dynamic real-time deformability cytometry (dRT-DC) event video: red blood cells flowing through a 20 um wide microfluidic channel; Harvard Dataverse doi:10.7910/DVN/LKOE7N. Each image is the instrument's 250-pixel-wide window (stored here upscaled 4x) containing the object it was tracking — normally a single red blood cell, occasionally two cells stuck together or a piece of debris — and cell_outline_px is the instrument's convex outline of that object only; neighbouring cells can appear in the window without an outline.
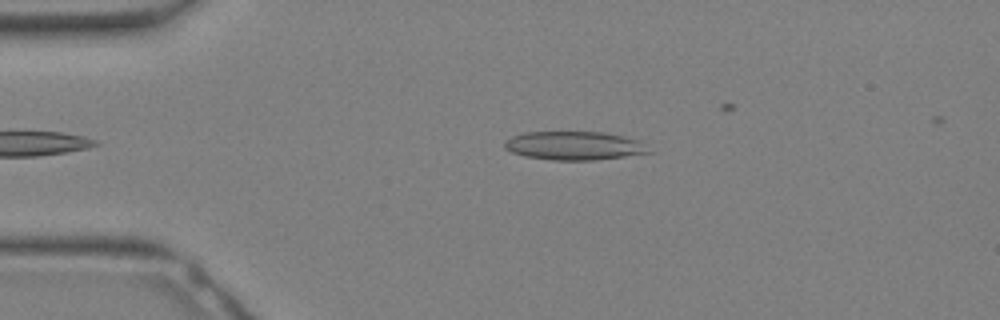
{"species": "Egyptian fruit bat (a non-hibernating species)", "species_latin": "Rousettus aegyptiacus", "temperature_condition": "warm", "stored_images_in_passage": 10, "camera_frame_rate_fps": 3000, "um_per_image_px": 0.085, "animal": {"sex": "female"}, "frame": {"image": 1, "passage_image": 3, "time_ms": 0.667, "image_size_px": [1000, 320], "cell_outline_px": [[656, 152], [596, 160], [552, 160], [524, 156], [512, 152], [504, 148], [504, 140], [512, 136], [524, 132], [604, 132], [624, 136], [640, 140]], "centroid_in_image_um": [48.86, 12.38], "position_along_channel_um": 36.1, "area_um2": 24.39}}
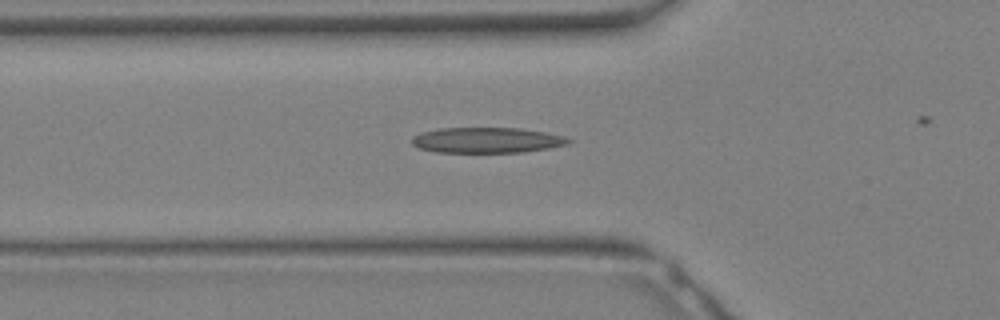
{"frame": {"image": 2, "passage_image": 7, "time_ms": 2.0, "image_size_px": [1000, 320], "cell_outline_px": [[572, 140], [568, 144], [548, 148], [524, 152], [436, 152], [420, 148], [412, 144], [412, 136], [420, 132], [440, 128], [520, 128], [544, 132], [564, 136]], "centroid_in_image_um": [41.37, 11.91], "position_along_channel_um": 84.4, "area_um2": 23.24}}
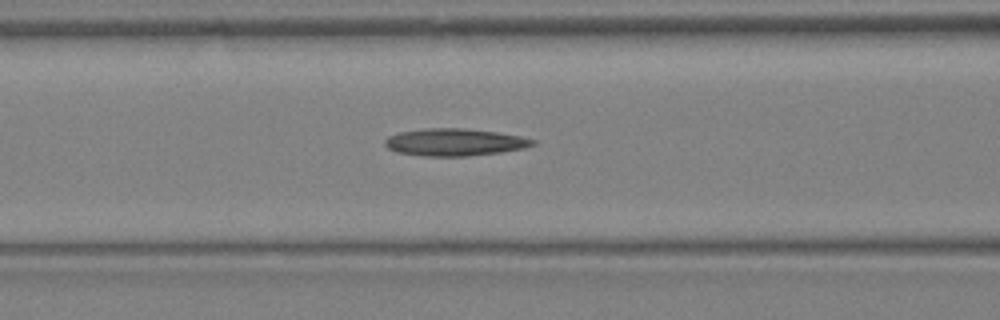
{"frame": {"image": 3, "passage_image": 9, "time_ms": 2.667, "image_size_px": [1000, 320], "cell_outline_px": [[536, 144], [524, 148], [500, 152], [468, 156], [424, 156], [396, 152], [388, 148], [384, 144], [384, 140], [388, 136], [400, 132], [424, 128], [464, 128], [496, 132], [520, 136], [536, 140]], "centroid_in_image_um": [38.63, 12.08], "position_along_channel_um": 128.0, "area_um2": 23.52}}